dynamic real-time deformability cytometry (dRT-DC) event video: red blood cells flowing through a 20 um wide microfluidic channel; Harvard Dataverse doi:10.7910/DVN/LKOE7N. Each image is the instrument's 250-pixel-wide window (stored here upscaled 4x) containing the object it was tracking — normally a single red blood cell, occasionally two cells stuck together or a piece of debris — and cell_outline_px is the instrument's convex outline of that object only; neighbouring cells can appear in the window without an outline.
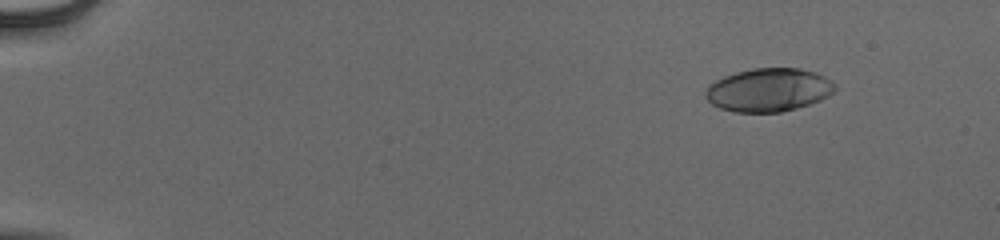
{"species": "human", "species_latin": "Homo sapiens", "temperature_condition": "cold", "stored_images_in_passage": 55, "camera_frame_rate_fps": 3000, "um_per_image_px": 0.085, "donor": {"sex": "male"}, "frame": {"image": 1, "passage_image": 7, "time_ms": 2.0, "image_size_px": [1000, 240], "cell_outline_px": [[836, 88], [828, 96], [820, 100], [796, 108], [780, 112], [736, 112], [720, 108], [712, 104], [704, 96], [704, 92], [708, 84], [724, 76], [736, 72], [752, 68], [800, 68], [816, 72], [832, 80], [836, 84]], "centroid_in_image_um": [65.32, 7.63], "position_along_channel_um": 19.7, "area_um2": 32.83}}
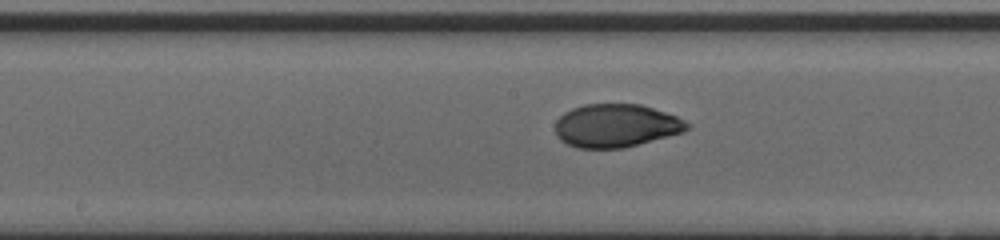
{"frame": {"image": 2, "passage_image": 31, "time_ms": 10.0, "image_size_px": [1000, 240], "cell_outline_px": [[692, 128], [684, 132], [624, 148], [576, 148], [560, 140], [556, 136], [556, 120], [564, 112], [572, 108], [584, 104], [640, 104], [676, 116], [692, 124]], "centroid_in_image_um": [52.37, 10.68], "position_along_channel_um": 195.8, "area_um2": 33.35}}
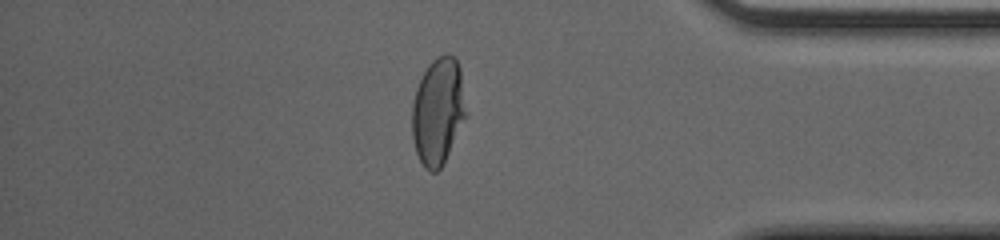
{"frame": {"image": 3, "passage_image": 48, "time_ms": 15.667, "image_size_px": [1000, 240], "cell_outline_px": [[468, 116], [444, 164], [436, 172], [428, 172], [424, 168], [416, 152], [412, 136], [412, 104], [416, 88], [428, 64], [436, 56], [444, 52], [448, 52], [456, 56], [460, 68]], "centroid_in_image_um": [37.26, 9.45], "position_along_channel_um": 397.9, "area_um2": 34.56}, "authors_computed_cell_mechanics": {"area_um2": 33.235, "velocity_mm_per_s": 3.9221, "shape_relaxation_time_tau1_ms": 4.2279, "shape_relaxation_time_tau2_ms": 0.8817, "deformation_change_tau1": 0.196, "deformation_change_tau2": 0.0443}}